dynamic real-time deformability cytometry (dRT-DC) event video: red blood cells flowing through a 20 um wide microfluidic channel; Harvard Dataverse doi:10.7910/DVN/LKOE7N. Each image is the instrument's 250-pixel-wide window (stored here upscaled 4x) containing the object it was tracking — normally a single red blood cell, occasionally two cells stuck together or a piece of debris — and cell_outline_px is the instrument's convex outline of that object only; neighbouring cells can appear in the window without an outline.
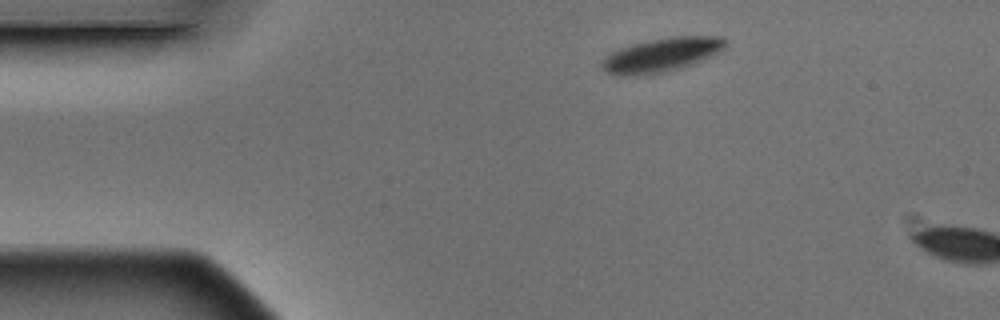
{"species": "Egyptian fruit bat (a non-hibernating species)", "species_latin": "Rousettus aegyptiacus", "temperature_condition": "warm", "stored_images_in_passage": 2, "camera_frame_rate_fps": 3000, "um_per_image_px": 0.085, "animal": {"sex": "male"}, "frame": {"image": 1, "passage_image": 1, "time_ms": 0.0, "image_size_px": [1000, 320], "cell_outline_px": [[724, 48], [692, 64], [660, 72], [632, 76], [608, 72], [600, 64], [600, 60], [604, 56], [620, 48], [632, 44], [648, 40], [668, 36], [720, 36], [724, 40]], "centroid_in_image_um": [56.17, 4.63], "position_along_channel_um": 28.8, "area_um2": 23.76}}